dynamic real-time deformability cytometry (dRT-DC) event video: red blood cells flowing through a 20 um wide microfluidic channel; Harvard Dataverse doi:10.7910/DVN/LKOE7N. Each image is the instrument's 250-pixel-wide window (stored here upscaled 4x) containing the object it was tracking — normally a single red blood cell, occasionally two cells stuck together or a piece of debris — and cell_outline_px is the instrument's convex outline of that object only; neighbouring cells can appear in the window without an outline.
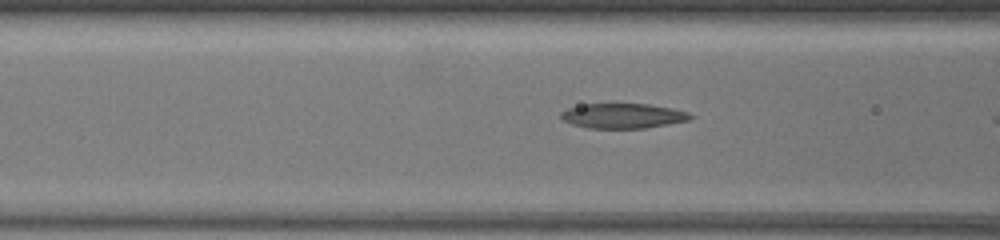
{"species": "common noctule bat (a hibernating species)", "species_latin": "Nyctalus noctula", "temperature_condition": "warm", "stored_images_in_passage": 47, "camera_frame_rate_fps": 3000, "um_per_image_px": 0.085, "animal": {"sex": "female", "body_mass_g": 19.5, "forearm_length_mm": 54.1}, "frame": {"image": 1, "passage_image": 21, "time_ms": 6.667, "image_size_px": [1000, 240], "cell_outline_px": [[696, 116], [688, 120], [668, 124], [644, 128], [588, 128], [572, 124], [560, 120], [560, 112], [568, 108], [584, 104], [648, 104], [672, 108], [688, 112]], "centroid_in_image_um": [52.93, 9.85], "position_along_channel_um": 113.7, "area_um2": 18.84}}
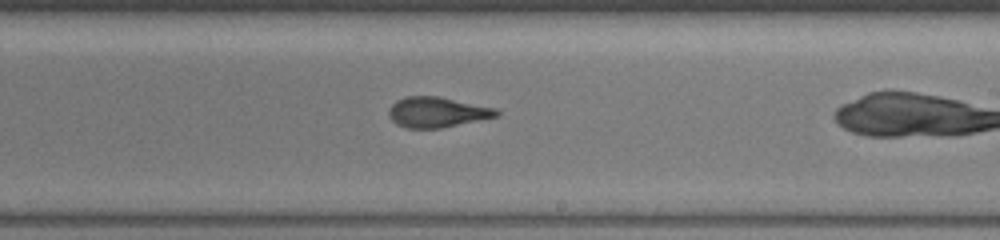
{"frame": {"image": 2, "passage_image": 34, "time_ms": 11.0, "image_size_px": [1000, 240], "cell_outline_px": [[500, 116], [440, 128], [408, 128], [396, 124], [388, 116], [388, 108], [396, 100], [408, 96], [440, 96], [496, 108], [500, 112]], "centroid_in_image_um": [37.15, 9.53], "position_along_channel_um": 251.8, "area_um2": 19.19}}
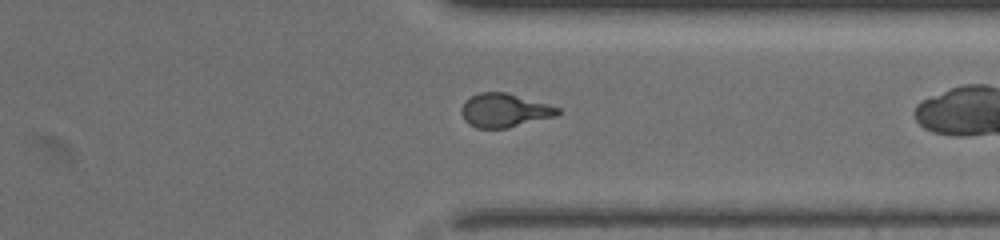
{"frame": {"image": 3, "passage_image": 45, "time_ms": 14.667, "image_size_px": [1000, 240], "cell_outline_px": [[560, 112], [556, 116], [508, 128], [476, 128], [468, 124], [464, 120], [460, 112], [460, 108], [464, 100], [480, 92], [508, 92], [560, 108]], "centroid_in_image_um": [42.83, 9.38], "position_along_channel_um": 368.6, "area_um2": 19.07}}